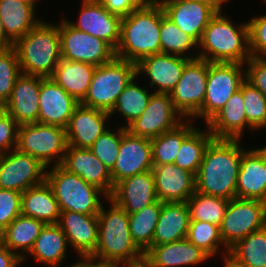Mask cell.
I'll return each mask as SVG.
<instances>
[{"label": "cell", "mask_w": 266, "mask_h": 267, "mask_svg": "<svg viewBox=\"0 0 266 267\" xmlns=\"http://www.w3.org/2000/svg\"><path fill=\"white\" fill-rule=\"evenodd\" d=\"M239 139H213L204 153L196 178V191L225 199L236 198L242 153Z\"/></svg>", "instance_id": "6da1fadb"}, {"label": "cell", "mask_w": 266, "mask_h": 267, "mask_svg": "<svg viewBox=\"0 0 266 267\" xmlns=\"http://www.w3.org/2000/svg\"><path fill=\"white\" fill-rule=\"evenodd\" d=\"M161 20L162 5L158 0H151L122 17L115 56L137 64L146 56L160 54Z\"/></svg>", "instance_id": "7a4b0ae2"}, {"label": "cell", "mask_w": 266, "mask_h": 267, "mask_svg": "<svg viewBox=\"0 0 266 267\" xmlns=\"http://www.w3.org/2000/svg\"><path fill=\"white\" fill-rule=\"evenodd\" d=\"M108 199L111 208L105 211L102 205L98 213V243L90 258L114 266L143 259L144 253L131 238L129 214Z\"/></svg>", "instance_id": "3957f363"}, {"label": "cell", "mask_w": 266, "mask_h": 267, "mask_svg": "<svg viewBox=\"0 0 266 267\" xmlns=\"http://www.w3.org/2000/svg\"><path fill=\"white\" fill-rule=\"evenodd\" d=\"M198 46L202 50L197 56L200 59L245 65L251 57L248 23L236 27L229 18L217 13L204 29Z\"/></svg>", "instance_id": "277c9868"}, {"label": "cell", "mask_w": 266, "mask_h": 267, "mask_svg": "<svg viewBox=\"0 0 266 267\" xmlns=\"http://www.w3.org/2000/svg\"><path fill=\"white\" fill-rule=\"evenodd\" d=\"M22 74L51 77L62 59L59 25L40 21L13 43Z\"/></svg>", "instance_id": "5b68a950"}, {"label": "cell", "mask_w": 266, "mask_h": 267, "mask_svg": "<svg viewBox=\"0 0 266 267\" xmlns=\"http://www.w3.org/2000/svg\"><path fill=\"white\" fill-rule=\"evenodd\" d=\"M45 180L53 190L60 211L98 215L102 206L100 194H104L107 200L109 198L99 187L84 181L61 165H54L51 170H46Z\"/></svg>", "instance_id": "8992f818"}, {"label": "cell", "mask_w": 266, "mask_h": 267, "mask_svg": "<svg viewBox=\"0 0 266 267\" xmlns=\"http://www.w3.org/2000/svg\"><path fill=\"white\" fill-rule=\"evenodd\" d=\"M136 76V63L115 57L95 68L87 94L80 104L110 112L120 93Z\"/></svg>", "instance_id": "52a82bcc"}, {"label": "cell", "mask_w": 266, "mask_h": 267, "mask_svg": "<svg viewBox=\"0 0 266 267\" xmlns=\"http://www.w3.org/2000/svg\"><path fill=\"white\" fill-rule=\"evenodd\" d=\"M67 148L68 141L64 127L38 122L18 126L16 149L38 159L46 168L55 158H57L55 165H60Z\"/></svg>", "instance_id": "ba28073f"}, {"label": "cell", "mask_w": 266, "mask_h": 267, "mask_svg": "<svg viewBox=\"0 0 266 267\" xmlns=\"http://www.w3.org/2000/svg\"><path fill=\"white\" fill-rule=\"evenodd\" d=\"M266 226V202L257 199L233 198L229 201L220 234L226 252L238 241Z\"/></svg>", "instance_id": "9c48e42d"}, {"label": "cell", "mask_w": 266, "mask_h": 267, "mask_svg": "<svg viewBox=\"0 0 266 267\" xmlns=\"http://www.w3.org/2000/svg\"><path fill=\"white\" fill-rule=\"evenodd\" d=\"M242 66L239 63L208 62L206 94L200 108V118H205L206 124L225 106L231 95L240 89L245 80Z\"/></svg>", "instance_id": "30bf717a"}, {"label": "cell", "mask_w": 266, "mask_h": 267, "mask_svg": "<svg viewBox=\"0 0 266 267\" xmlns=\"http://www.w3.org/2000/svg\"><path fill=\"white\" fill-rule=\"evenodd\" d=\"M61 56L67 61H79L100 66L111 62L115 50L105 41L72 27L68 20L59 24Z\"/></svg>", "instance_id": "8fae6325"}, {"label": "cell", "mask_w": 266, "mask_h": 267, "mask_svg": "<svg viewBox=\"0 0 266 267\" xmlns=\"http://www.w3.org/2000/svg\"><path fill=\"white\" fill-rule=\"evenodd\" d=\"M208 75V61L190 59L184 66L182 75L170 93L175 108L183 117H200L204 103Z\"/></svg>", "instance_id": "7c38bea8"}, {"label": "cell", "mask_w": 266, "mask_h": 267, "mask_svg": "<svg viewBox=\"0 0 266 267\" xmlns=\"http://www.w3.org/2000/svg\"><path fill=\"white\" fill-rule=\"evenodd\" d=\"M180 116V117H179ZM168 93H152L143 113L130 123L126 130L131 134L153 139L174 129L183 121Z\"/></svg>", "instance_id": "4fadbf2b"}, {"label": "cell", "mask_w": 266, "mask_h": 267, "mask_svg": "<svg viewBox=\"0 0 266 267\" xmlns=\"http://www.w3.org/2000/svg\"><path fill=\"white\" fill-rule=\"evenodd\" d=\"M11 152L0 154L1 189L22 193L45 181L46 167L38 159L17 149Z\"/></svg>", "instance_id": "5bb4252c"}, {"label": "cell", "mask_w": 266, "mask_h": 267, "mask_svg": "<svg viewBox=\"0 0 266 267\" xmlns=\"http://www.w3.org/2000/svg\"><path fill=\"white\" fill-rule=\"evenodd\" d=\"M153 168L151 139L131 134L121 127V143L114 168L110 171L113 185L124 178Z\"/></svg>", "instance_id": "9a60e30c"}, {"label": "cell", "mask_w": 266, "mask_h": 267, "mask_svg": "<svg viewBox=\"0 0 266 267\" xmlns=\"http://www.w3.org/2000/svg\"><path fill=\"white\" fill-rule=\"evenodd\" d=\"M78 21L69 24L107 42L114 50L120 39L121 17L109 13L98 0H83Z\"/></svg>", "instance_id": "2e32d148"}, {"label": "cell", "mask_w": 266, "mask_h": 267, "mask_svg": "<svg viewBox=\"0 0 266 267\" xmlns=\"http://www.w3.org/2000/svg\"><path fill=\"white\" fill-rule=\"evenodd\" d=\"M79 104L51 77H41L38 123L66 128Z\"/></svg>", "instance_id": "e0dca14e"}, {"label": "cell", "mask_w": 266, "mask_h": 267, "mask_svg": "<svg viewBox=\"0 0 266 267\" xmlns=\"http://www.w3.org/2000/svg\"><path fill=\"white\" fill-rule=\"evenodd\" d=\"M193 56H179L174 54H154L142 58L137 65V75L141 72L149 76L150 86L157 85L154 92L170 94L178 83L185 64Z\"/></svg>", "instance_id": "ac0fdd59"}, {"label": "cell", "mask_w": 266, "mask_h": 267, "mask_svg": "<svg viewBox=\"0 0 266 267\" xmlns=\"http://www.w3.org/2000/svg\"><path fill=\"white\" fill-rule=\"evenodd\" d=\"M165 15L197 43L217 12L207 4L188 0L160 1Z\"/></svg>", "instance_id": "d6986e66"}, {"label": "cell", "mask_w": 266, "mask_h": 267, "mask_svg": "<svg viewBox=\"0 0 266 267\" xmlns=\"http://www.w3.org/2000/svg\"><path fill=\"white\" fill-rule=\"evenodd\" d=\"M152 174L161 202H186L196 191L195 175L175 164L153 165Z\"/></svg>", "instance_id": "ffe728a7"}, {"label": "cell", "mask_w": 266, "mask_h": 267, "mask_svg": "<svg viewBox=\"0 0 266 267\" xmlns=\"http://www.w3.org/2000/svg\"><path fill=\"white\" fill-rule=\"evenodd\" d=\"M41 77L21 74L15 81L10 99L3 109L18 125L38 122Z\"/></svg>", "instance_id": "44dd1931"}, {"label": "cell", "mask_w": 266, "mask_h": 267, "mask_svg": "<svg viewBox=\"0 0 266 267\" xmlns=\"http://www.w3.org/2000/svg\"><path fill=\"white\" fill-rule=\"evenodd\" d=\"M110 117L107 111L79 104L66 127L68 146L89 149L108 130L105 122Z\"/></svg>", "instance_id": "7402d4cb"}, {"label": "cell", "mask_w": 266, "mask_h": 267, "mask_svg": "<svg viewBox=\"0 0 266 267\" xmlns=\"http://www.w3.org/2000/svg\"><path fill=\"white\" fill-rule=\"evenodd\" d=\"M128 214L140 211L157 201L152 170L122 179L109 196Z\"/></svg>", "instance_id": "603a6c76"}, {"label": "cell", "mask_w": 266, "mask_h": 267, "mask_svg": "<svg viewBox=\"0 0 266 267\" xmlns=\"http://www.w3.org/2000/svg\"><path fill=\"white\" fill-rule=\"evenodd\" d=\"M57 224L79 257H90L95 252L99 234L98 215L61 211Z\"/></svg>", "instance_id": "cb8c5ba5"}, {"label": "cell", "mask_w": 266, "mask_h": 267, "mask_svg": "<svg viewBox=\"0 0 266 267\" xmlns=\"http://www.w3.org/2000/svg\"><path fill=\"white\" fill-rule=\"evenodd\" d=\"M67 171L103 190L109 197L114 189L110 171L90 149L68 146L60 164Z\"/></svg>", "instance_id": "d4e9b609"}, {"label": "cell", "mask_w": 266, "mask_h": 267, "mask_svg": "<svg viewBox=\"0 0 266 267\" xmlns=\"http://www.w3.org/2000/svg\"><path fill=\"white\" fill-rule=\"evenodd\" d=\"M236 198L266 202V158L258 148L242 153Z\"/></svg>", "instance_id": "484cf974"}, {"label": "cell", "mask_w": 266, "mask_h": 267, "mask_svg": "<svg viewBox=\"0 0 266 267\" xmlns=\"http://www.w3.org/2000/svg\"><path fill=\"white\" fill-rule=\"evenodd\" d=\"M206 125L215 139H240L245 126L253 129L244 110L242 84Z\"/></svg>", "instance_id": "4316f807"}, {"label": "cell", "mask_w": 266, "mask_h": 267, "mask_svg": "<svg viewBox=\"0 0 266 267\" xmlns=\"http://www.w3.org/2000/svg\"><path fill=\"white\" fill-rule=\"evenodd\" d=\"M144 258L152 267H178L181 265H196L210 257L185 238L159 246H152L144 253Z\"/></svg>", "instance_id": "83f0119b"}, {"label": "cell", "mask_w": 266, "mask_h": 267, "mask_svg": "<svg viewBox=\"0 0 266 267\" xmlns=\"http://www.w3.org/2000/svg\"><path fill=\"white\" fill-rule=\"evenodd\" d=\"M190 223L186 202H162L152 246H159L185 239Z\"/></svg>", "instance_id": "f1b7e54d"}, {"label": "cell", "mask_w": 266, "mask_h": 267, "mask_svg": "<svg viewBox=\"0 0 266 267\" xmlns=\"http://www.w3.org/2000/svg\"><path fill=\"white\" fill-rule=\"evenodd\" d=\"M60 213L58 201L46 180L22 192V215L33 217L45 224H57Z\"/></svg>", "instance_id": "f546056e"}, {"label": "cell", "mask_w": 266, "mask_h": 267, "mask_svg": "<svg viewBox=\"0 0 266 267\" xmlns=\"http://www.w3.org/2000/svg\"><path fill=\"white\" fill-rule=\"evenodd\" d=\"M95 68L89 63L62 58L51 78L80 103L87 94Z\"/></svg>", "instance_id": "4dcf8cb0"}, {"label": "cell", "mask_w": 266, "mask_h": 267, "mask_svg": "<svg viewBox=\"0 0 266 267\" xmlns=\"http://www.w3.org/2000/svg\"><path fill=\"white\" fill-rule=\"evenodd\" d=\"M45 223L20 214L1 233L0 241L24 261L26 256L15 252L21 249L29 255Z\"/></svg>", "instance_id": "1f68e13d"}, {"label": "cell", "mask_w": 266, "mask_h": 267, "mask_svg": "<svg viewBox=\"0 0 266 267\" xmlns=\"http://www.w3.org/2000/svg\"><path fill=\"white\" fill-rule=\"evenodd\" d=\"M35 8L17 0H0V17L6 36L14 43L33 29L40 20L34 19Z\"/></svg>", "instance_id": "d6a6232c"}, {"label": "cell", "mask_w": 266, "mask_h": 267, "mask_svg": "<svg viewBox=\"0 0 266 267\" xmlns=\"http://www.w3.org/2000/svg\"><path fill=\"white\" fill-rule=\"evenodd\" d=\"M67 243L65 233L58 224H45L29 254L40 263L58 267L66 257Z\"/></svg>", "instance_id": "836d02e7"}, {"label": "cell", "mask_w": 266, "mask_h": 267, "mask_svg": "<svg viewBox=\"0 0 266 267\" xmlns=\"http://www.w3.org/2000/svg\"><path fill=\"white\" fill-rule=\"evenodd\" d=\"M162 202L157 200L138 212L129 214V229L133 242L145 253L152 247L156 224L159 220Z\"/></svg>", "instance_id": "e575fe53"}, {"label": "cell", "mask_w": 266, "mask_h": 267, "mask_svg": "<svg viewBox=\"0 0 266 267\" xmlns=\"http://www.w3.org/2000/svg\"><path fill=\"white\" fill-rule=\"evenodd\" d=\"M188 122L151 139L153 165L174 164L183 140L195 129Z\"/></svg>", "instance_id": "d590c367"}, {"label": "cell", "mask_w": 266, "mask_h": 267, "mask_svg": "<svg viewBox=\"0 0 266 267\" xmlns=\"http://www.w3.org/2000/svg\"><path fill=\"white\" fill-rule=\"evenodd\" d=\"M213 139L209 129L202 132L195 128L183 140L174 164L196 176L207 146Z\"/></svg>", "instance_id": "8d00e7d4"}, {"label": "cell", "mask_w": 266, "mask_h": 267, "mask_svg": "<svg viewBox=\"0 0 266 267\" xmlns=\"http://www.w3.org/2000/svg\"><path fill=\"white\" fill-rule=\"evenodd\" d=\"M229 254L247 267H266V226L238 241Z\"/></svg>", "instance_id": "74e56055"}, {"label": "cell", "mask_w": 266, "mask_h": 267, "mask_svg": "<svg viewBox=\"0 0 266 267\" xmlns=\"http://www.w3.org/2000/svg\"><path fill=\"white\" fill-rule=\"evenodd\" d=\"M229 201V199L195 191L186 201L190 220L206 221L220 227Z\"/></svg>", "instance_id": "f35d334b"}, {"label": "cell", "mask_w": 266, "mask_h": 267, "mask_svg": "<svg viewBox=\"0 0 266 267\" xmlns=\"http://www.w3.org/2000/svg\"><path fill=\"white\" fill-rule=\"evenodd\" d=\"M133 78L124 90L118 96L117 102L113 109L109 112L110 116L118 110L127 120L125 128L137 119L146 109L151 93H148L144 87H140L134 83Z\"/></svg>", "instance_id": "ab89813d"}, {"label": "cell", "mask_w": 266, "mask_h": 267, "mask_svg": "<svg viewBox=\"0 0 266 267\" xmlns=\"http://www.w3.org/2000/svg\"><path fill=\"white\" fill-rule=\"evenodd\" d=\"M161 53L184 56L198 43L188 34L176 26L166 15L162 7V20L160 27Z\"/></svg>", "instance_id": "60d3db41"}, {"label": "cell", "mask_w": 266, "mask_h": 267, "mask_svg": "<svg viewBox=\"0 0 266 267\" xmlns=\"http://www.w3.org/2000/svg\"><path fill=\"white\" fill-rule=\"evenodd\" d=\"M186 238L209 257L214 256L220 250L219 246L224 244L220 227L206 221L190 220Z\"/></svg>", "instance_id": "b9f144b4"}, {"label": "cell", "mask_w": 266, "mask_h": 267, "mask_svg": "<svg viewBox=\"0 0 266 267\" xmlns=\"http://www.w3.org/2000/svg\"><path fill=\"white\" fill-rule=\"evenodd\" d=\"M242 93L248 124L255 130L266 128V97L264 94L246 79L242 82Z\"/></svg>", "instance_id": "7bdbcfd3"}, {"label": "cell", "mask_w": 266, "mask_h": 267, "mask_svg": "<svg viewBox=\"0 0 266 267\" xmlns=\"http://www.w3.org/2000/svg\"><path fill=\"white\" fill-rule=\"evenodd\" d=\"M21 74L14 48L0 50V104L2 106L10 99L15 81Z\"/></svg>", "instance_id": "ee69618b"}, {"label": "cell", "mask_w": 266, "mask_h": 267, "mask_svg": "<svg viewBox=\"0 0 266 267\" xmlns=\"http://www.w3.org/2000/svg\"><path fill=\"white\" fill-rule=\"evenodd\" d=\"M111 131L109 128L101 134L89 148L109 171L114 168L118 157L121 143V127L116 132L115 130Z\"/></svg>", "instance_id": "f6af8a7d"}, {"label": "cell", "mask_w": 266, "mask_h": 267, "mask_svg": "<svg viewBox=\"0 0 266 267\" xmlns=\"http://www.w3.org/2000/svg\"><path fill=\"white\" fill-rule=\"evenodd\" d=\"M21 197L19 191L0 188V233L21 214Z\"/></svg>", "instance_id": "bcb514c9"}, {"label": "cell", "mask_w": 266, "mask_h": 267, "mask_svg": "<svg viewBox=\"0 0 266 267\" xmlns=\"http://www.w3.org/2000/svg\"><path fill=\"white\" fill-rule=\"evenodd\" d=\"M251 56L266 57V15L247 21Z\"/></svg>", "instance_id": "7dc6e473"}, {"label": "cell", "mask_w": 266, "mask_h": 267, "mask_svg": "<svg viewBox=\"0 0 266 267\" xmlns=\"http://www.w3.org/2000/svg\"><path fill=\"white\" fill-rule=\"evenodd\" d=\"M18 126L10 114L0 109V154L16 149Z\"/></svg>", "instance_id": "c3c4849f"}, {"label": "cell", "mask_w": 266, "mask_h": 267, "mask_svg": "<svg viewBox=\"0 0 266 267\" xmlns=\"http://www.w3.org/2000/svg\"><path fill=\"white\" fill-rule=\"evenodd\" d=\"M246 64L245 79L266 97V57L251 56Z\"/></svg>", "instance_id": "681fc988"}, {"label": "cell", "mask_w": 266, "mask_h": 267, "mask_svg": "<svg viewBox=\"0 0 266 267\" xmlns=\"http://www.w3.org/2000/svg\"><path fill=\"white\" fill-rule=\"evenodd\" d=\"M103 7L121 18L128 16L134 9L148 4L151 0H98Z\"/></svg>", "instance_id": "f907efd6"}, {"label": "cell", "mask_w": 266, "mask_h": 267, "mask_svg": "<svg viewBox=\"0 0 266 267\" xmlns=\"http://www.w3.org/2000/svg\"><path fill=\"white\" fill-rule=\"evenodd\" d=\"M23 259L0 241V267H17Z\"/></svg>", "instance_id": "816d5d0a"}, {"label": "cell", "mask_w": 266, "mask_h": 267, "mask_svg": "<svg viewBox=\"0 0 266 267\" xmlns=\"http://www.w3.org/2000/svg\"><path fill=\"white\" fill-rule=\"evenodd\" d=\"M80 260H83V261L75 263V265L72 264L69 267H116L111 264H107L101 261L94 260L90 257H81Z\"/></svg>", "instance_id": "f5cc1de1"}, {"label": "cell", "mask_w": 266, "mask_h": 267, "mask_svg": "<svg viewBox=\"0 0 266 267\" xmlns=\"http://www.w3.org/2000/svg\"><path fill=\"white\" fill-rule=\"evenodd\" d=\"M13 47V42L6 36L0 17V50H6Z\"/></svg>", "instance_id": "db71d44e"}, {"label": "cell", "mask_w": 266, "mask_h": 267, "mask_svg": "<svg viewBox=\"0 0 266 267\" xmlns=\"http://www.w3.org/2000/svg\"><path fill=\"white\" fill-rule=\"evenodd\" d=\"M188 1H195L207 4L211 8H213L217 13L222 12V5L223 3L229 1V0H188Z\"/></svg>", "instance_id": "11a10c76"}, {"label": "cell", "mask_w": 266, "mask_h": 267, "mask_svg": "<svg viewBox=\"0 0 266 267\" xmlns=\"http://www.w3.org/2000/svg\"><path fill=\"white\" fill-rule=\"evenodd\" d=\"M224 267H247L246 265L238 262L235 258H233L229 253L224 255Z\"/></svg>", "instance_id": "9f6ffc18"}, {"label": "cell", "mask_w": 266, "mask_h": 267, "mask_svg": "<svg viewBox=\"0 0 266 267\" xmlns=\"http://www.w3.org/2000/svg\"><path fill=\"white\" fill-rule=\"evenodd\" d=\"M120 265H117L116 267H152V265L145 258L136 262L124 263Z\"/></svg>", "instance_id": "6f0895ef"}, {"label": "cell", "mask_w": 266, "mask_h": 267, "mask_svg": "<svg viewBox=\"0 0 266 267\" xmlns=\"http://www.w3.org/2000/svg\"><path fill=\"white\" fill-rule=\"evenodd\" d=\"M17 1H22V2L27 3V4H29L35 8V3L37 0H17Z\"/></svg>", "instance_id": "680465c9"}, {"label": "cell", "mask_w": 266, "mask_h": 267, "mask_svg": "<svg viewBox=\"0 0 266 267\" xmlns=\"http://www.w3.org/2000/svg\"><path fill=\"white\" fill-rule=\"evenodd\" d=\"M259 150L261 151V153H262V154L265 156V158H266V145H265L264 148H260Z\"/></svg>", "instance_id": "91938a15"}]
</instances>
